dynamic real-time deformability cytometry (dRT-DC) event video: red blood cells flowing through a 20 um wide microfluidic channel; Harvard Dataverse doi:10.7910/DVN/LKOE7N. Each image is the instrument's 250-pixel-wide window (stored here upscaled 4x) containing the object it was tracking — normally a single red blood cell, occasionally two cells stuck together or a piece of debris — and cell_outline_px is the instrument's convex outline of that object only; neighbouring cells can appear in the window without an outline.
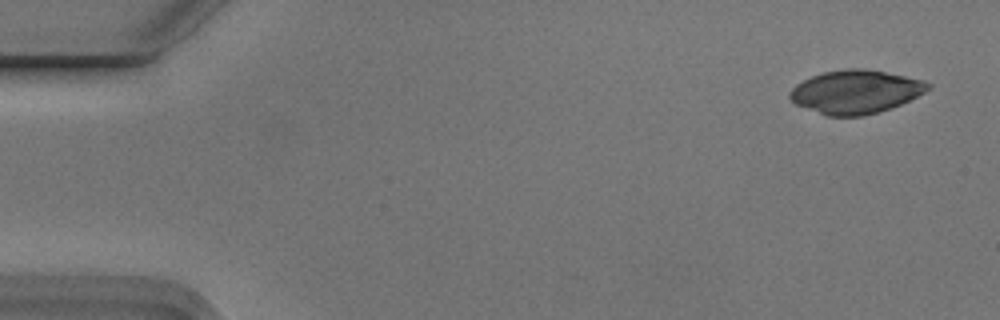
{"species": "Egyptian fruit bat (a non-hibernating species)", "species_latin": "Rousettus aegyptiacus", "temperature_condition": "cold", "stored_images_in_passage": 4, "camera_frame_rate_fps": 3000, "um_per_image_px": 0.085, "animal": {"sex": "male"}, "frame": {"image": 1, "passage_image": 1, "time_ms": 0.0, "image_size_px": [1000, 320], "cell_outline_px": [[932, 88], [900, 104], [880, 112], [864, 116], [828, 116], [796, 104], [788, 96], [788, 92], [796, 84], [812, 76], [824, 72], [848, 68], [860, 68], [884, 72], [924, 80], [932, 84]], "centroid_in_image_um": [72.73, 7.8], "position_along_channel_um": 12.3, "area_um2": 34.74}}